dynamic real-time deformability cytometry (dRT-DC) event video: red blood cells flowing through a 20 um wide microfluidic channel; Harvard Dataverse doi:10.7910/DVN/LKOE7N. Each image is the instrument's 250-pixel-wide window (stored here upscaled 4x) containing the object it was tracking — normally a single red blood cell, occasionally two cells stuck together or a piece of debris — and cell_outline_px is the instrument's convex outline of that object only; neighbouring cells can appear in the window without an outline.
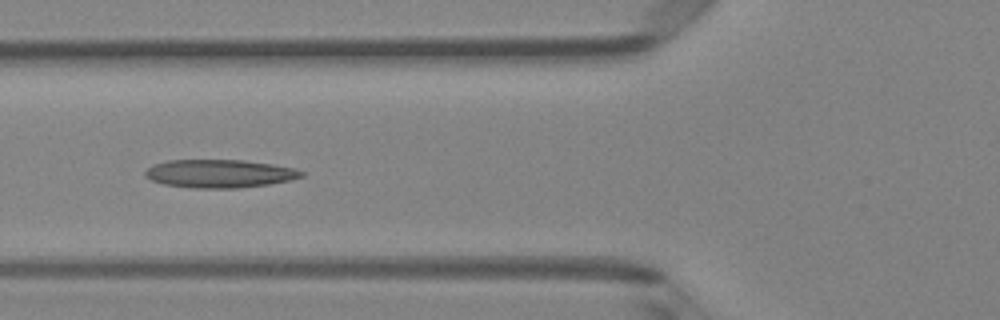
{"species": "Egyptian fruit bat (a non-hibernating species)", "species_latin": "Rousettus aegyptiacus", "temperature_condition": "room temperature", "stored_images_in_passage": 4, "camera_frame_rate_fps": 3000, "um_per_image_px": 0.085, "animal": {"sex": "female"}, "frame": {"image": 1, "passage_image": 4, "time_ms": 1.0, "image_size_px": [1000, 320], "cell_outline_px": [[304, 176], [292, 180], [268, 184], [240, 188], [192, 188], [164, 184], [152, 180], [144, 176], [144, 172], [152, 164], [168, 160], [244, 160], [272, 164], [296, 168], [304, 172]], "centroid_in_image_um": [18.67, 14.75], "position_along_channel_um": 107.1, "area_um2": 25.84}}